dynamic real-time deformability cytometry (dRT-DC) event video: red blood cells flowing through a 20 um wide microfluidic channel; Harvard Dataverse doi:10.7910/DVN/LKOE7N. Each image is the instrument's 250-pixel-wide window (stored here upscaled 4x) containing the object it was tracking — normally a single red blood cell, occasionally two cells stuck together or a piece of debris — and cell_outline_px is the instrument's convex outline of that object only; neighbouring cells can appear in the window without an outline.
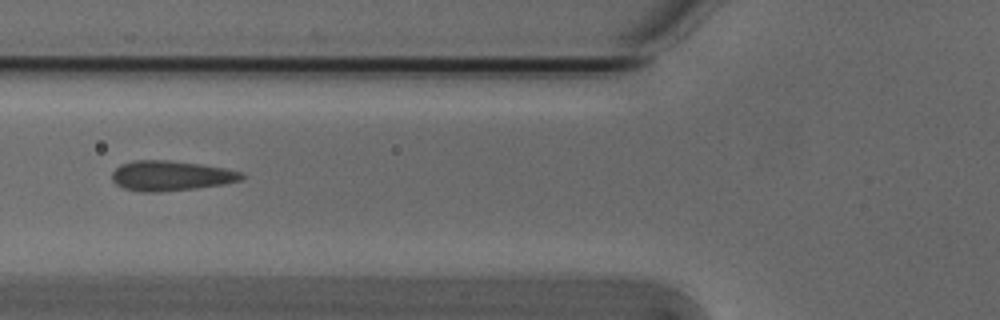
{"species": "Egyptian fruit bat (a non-hibernating species)", "species_latin": "Rousettus aegyptiacus", "temperature_condition": "cold", "stored_images_in_passage": 5, "camera_frame_rate_fps": 3000, "um_per_image_px": 0.085, "animal": {"sex": "male"}, "frame": {"image": 1, "passage_image": 5, "time_ms": 1.333, "image_size_px": [1000, 320], "cell_outline_px": [[248, 176], [240, 180], [224, 184], [196, 188], [160, 192], [140, 192], [124, 188], [116, 184], [112, 180], [112, 172], [120, 164], [132, 160], [172, 160], [200, 164], [224, 168], [244, 172]], "centroid_in_image_um": [14.54, 14.93], "position_along_channel_um": 111.3, "area_um2": 22.95}}